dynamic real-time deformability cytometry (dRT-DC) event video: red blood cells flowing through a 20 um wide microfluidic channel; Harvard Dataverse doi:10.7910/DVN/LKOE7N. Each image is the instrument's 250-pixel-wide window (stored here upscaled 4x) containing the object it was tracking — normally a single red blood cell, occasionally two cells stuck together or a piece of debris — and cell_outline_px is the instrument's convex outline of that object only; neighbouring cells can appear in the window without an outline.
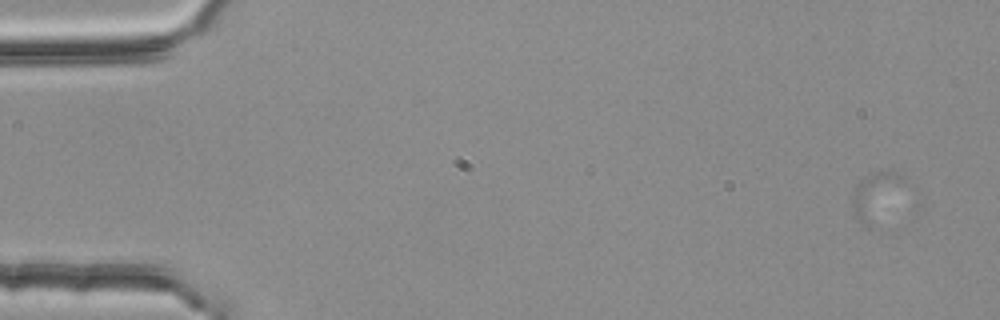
{"species": "common noctule bat (a hibernating species)", "species_latin": "Nyctalus noctula", "temperature_condition": "room temperature", "stored_images_in_passage": 4, "camera_frame_rate_fps": 3000, "um_per_image_px": 0.085, "animal": {"sex": "female", "body_mass_g": 25.1}, "frame": {"image": 1, "passage_image": 1, "time_ms": 0.0, "image_size_px": [1000, 320], "cell_outline_px": [[904, 180], [884, 232], [868, 228], [852, 212], [852, 196], [856, 188], [864, 180], [880, 168], [892, 168], [900, 172], [904, 176]], "centroid_in_image_um": [74.57, 16.82], "position_along_channel_um": 10.4, "area_um2": 16.07}}